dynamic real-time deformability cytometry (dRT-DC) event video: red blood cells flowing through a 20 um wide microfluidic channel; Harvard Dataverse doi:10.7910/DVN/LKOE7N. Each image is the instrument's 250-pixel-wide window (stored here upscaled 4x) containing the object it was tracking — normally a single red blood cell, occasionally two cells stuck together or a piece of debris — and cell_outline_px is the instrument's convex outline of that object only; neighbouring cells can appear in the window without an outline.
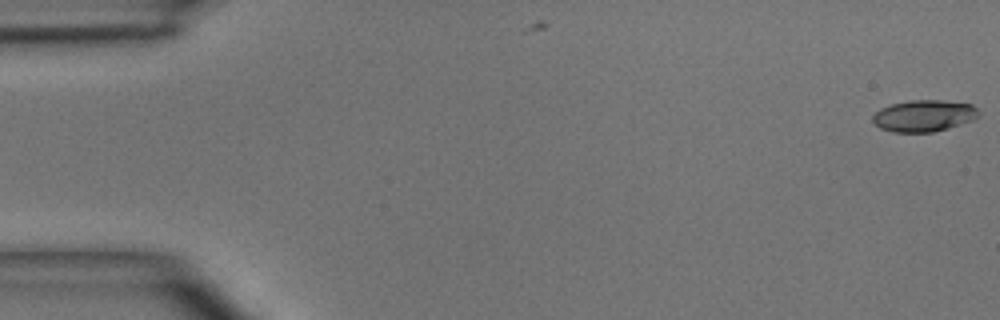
{"species": "common noctule bat (a hibernating species)", "species_latin": "Nyctalus noctula", "temperature_condition": "room temperature", "stored_images_in_passage": 4, "camera_frame_rate_fps": 3000, "um_per_image_px": 0.085, "animal": {"sex": "male", "body_mass_g": 15.6}, "frame": {"image": 1, "passage_image": 1, "time_ms": 0.0, "image_size_px": [1000, 320], "cell_outline_px": [[980, 116], [972, 120], [948, 128], [932, 132], [892, 132], [880, 128], [872, 120], [872, 116], [880, 108], [892, 104], [908, 100], [944, 100], [972, 104], [980, 112]], "centroid_in_image_um": [78.54, 9.83], "position_along_channel_um": 6.5, "area_um2": 19.59}}